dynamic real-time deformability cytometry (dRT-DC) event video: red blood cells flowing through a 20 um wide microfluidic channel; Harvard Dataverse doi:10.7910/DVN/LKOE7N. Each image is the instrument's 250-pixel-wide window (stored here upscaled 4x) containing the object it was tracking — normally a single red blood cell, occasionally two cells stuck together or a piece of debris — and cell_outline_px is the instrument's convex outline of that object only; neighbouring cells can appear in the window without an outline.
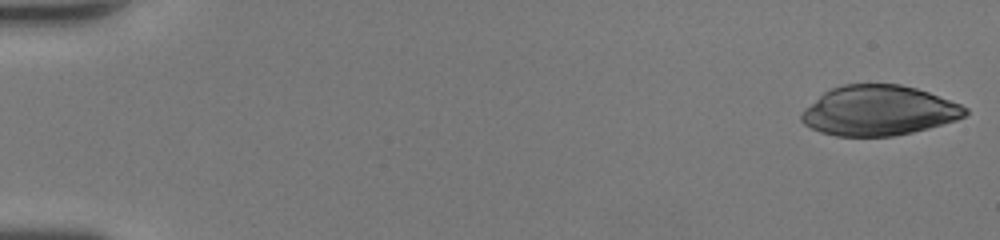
{"species": "human", "species_latin": "Homo sapiens", "temperature_condition": "room temperature", "stored_images_in_passage": 48, "camera_frame_rate_fps": 3000, "um_per_image_px": 0.085, "donor": {"sex": "female"}, "frame": {"image": 1, "passage_image": 1, "time_ms": 0.0, "image_size_px": [1000, 240], "cell_outline_px": [[968, 112], [964, 116], [956, 120], [928, 128], [912, 132], [892, 136], [836, 136], [820, 132], [804, 124], [800, 120], [800, 116], [804, 108], [824, 92], [832, 88], [844, 84], [900, 84], [916, 88], [928, 92], [960, 104], [968, 108]], "centroid_in_image_um": [74.67, 9.4], "position_along_channel_um": 10.3, "area_um2": 47.57}}
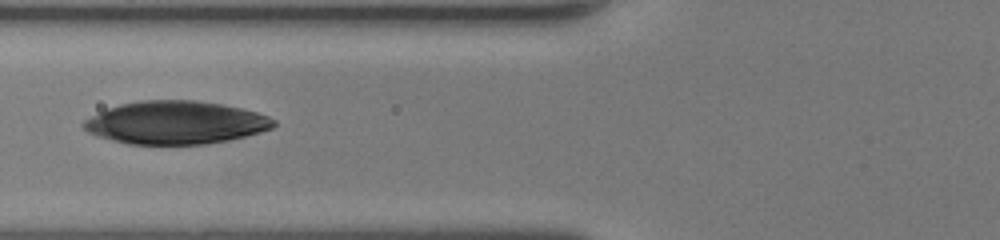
{"frame": {"image": 2, "passage_image": 20, "time_ms": 6.333, "image_size_px": [1000, 240], "cell_outline_px": [[276, 124], [272, 128], [260, 132], [228, 140], [204, 144], [128, 144], [96, 136], [88, 132], [80, 124], [84, 120], [108, 108], [120, 104], [140, 100], [192, 100], [224, 104], [256, 112], [268, 116], [276, 120]], "centroid_in_image_um": [14.92, 10.42], "position_along_channel_um": 110.9, "area_um2": 47.51}}
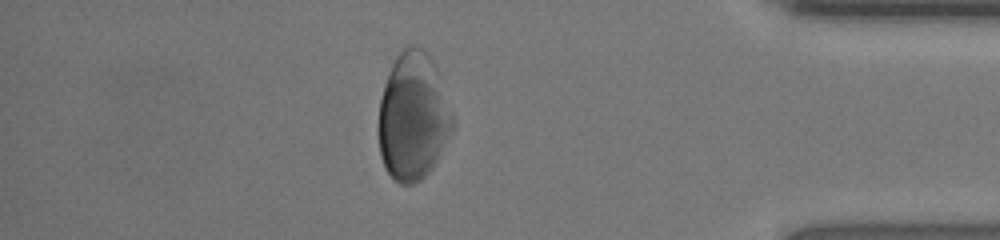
{"frame": {"image": 3, "passage_image": 42, "time_ms": 13.667, "image_size_px": [1000, 240], "cell_outline_px": [[456, 120], [452, 132], [432, 168], [420, 180], [412, 184], [400, 184], [384, 168], [380, 156], [380, 100], [384, 84], [388, 72], [396, 56], [408, 44], [412, 44], [420, 48], [432, 60], [436, 68]], "centroid_in_image_um": [35.13, 9.91], "position_along_channel_um": 400.1, "area_um2": 54.91}, "authors_computed_cell_mechanics": {"area_um2": 48.7254, "velocity_mm_per_s": 4.3667, "shape_relaxation_time_tau1_ms": 2.9717, "shape_relaxation_time_tau2_ms": 3.0443, "deformation_change_tau1": 0.1577, "deformation_change_tau2": 0.087}}